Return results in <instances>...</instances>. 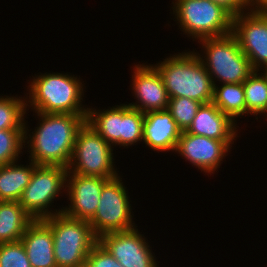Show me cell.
Wrapping results in <instances>:
<instances>
[{
    "instance_id": "obj_1",
    "label": "cell",
    "mask_w": 267,
    "mask_h": 267,
    "mask_svg": "<svg viewBox=\"0 0 267 267\" xmlns=\"http://www.w3.org/2000/svg\"><path fill=\"white\" fill-rule=\"evenodd\" d=\"M33 113L38 118L37 126L29 130L30 126L25 120L24 130L25 150L28 148L29 160L36 165H59L67 168L76 135L86 122L87 115Z\"/></svg>"
},
{
    "instance_id": "obj_2",
    "label": "cell",
    "mask_w": 267,
    "mask_h": 267,
    "mask_svg": "<svg viewBox=\"0 0 267 267\" xmlns=\"http://www.w3.org/2000/svg\"><path fill=\"white\" fill-rule=\"evenodd\" d=\"M70 74H34L26 85L27 111L87 115L88 106L83 104L85 83L80 76Z\"/></svg>"
},
{
    "instance_id": "obj_3",
    "label": "cell",
    "mask_w": 267,
    "mask_h": 267,
    "mask_svg": "<svg viewBox=\"0 0 267 267\" xmlns=\"http://www.w3.org/2000/svg\"><path fill=\"white\" fill-rule=\"evenodd\" d=\"M188 50L170 54L152 65L160 73L169 98L186 97L202 104L212 102L213 81L195 50Z\"/></svg>"
},
{
    "instance_id": "obj_4",
    "label": "cell",
    "mask_w": 267,
    "mask_h": 267,
    "mask_svg": "<svg viewBox=\"0 0 267 267\" xmlns=\"http://www.w3.org/2000/svg\"><path fill=\"white\" fill-rule=\"evenodd\" d=\"M198 43L201 50L200 53L196 50V53L214 85L218 81V84L243 83L254 71L232 32L224 36L203 38Z\"/></svg>"
},
{
    "instance_id": "obj_5",
    "label": "cell",
    "mask_w": 267,
    "mask_h": 267,
    "mask_svg": "<svg viewBox=\"0 0 267 267\" xmlns=\"http://www.w3.org/2000/svg\"><path fill=\"white\" fill-rule=\"evenodd\" d=\"M171 6L173 20L192 41L232 32L233 16L211 0H173Z\"/></svg>"
},
{
    "instance_id": "obj_6",
    "label": "cell",
    "mask_w": 267,
    "mask_h": 267,
    "mask_svg": "<svg viewBox=\"0 0 267 267\" xmlns=\"http://www.w3.org/2000/svg\"><path fill=\"white\" fill-rule=\"evenodd\" d=\"M43 221L52 230L57 267H84L89 252L98 242L89 221L70 218L63 212Z\"/></svg>"
},
{
    "instance_id": "obj_7",
    "label": "cell",
    "mask_w": 267,
    "mask_h": 267,
    "mask_svg": "<svg viewBox=\"0 0 267 267\" xmlns=\"http://www.w3.org/2000/svg\"><path fill=\"white\" fill-rule=\"evenodd\" d=\"M67 173V168L59 165L36 166L19 200L20 205L34 220H43L62 213L64 207L54 209L53 203L59 196L66 194Z\"/></svg>"
},
{
    "instance_id": "obj_8",
    "label": "cell",
    "mask_w": 267,
    "mask_h": 267,
    "mask_svg": "<svg viewBox=\"0 0 267 267\" xmlns=\"http://www.w3.org/2000/svg\"><path fill=\"white\" fill-rule=\"evenodd\" d=\"M113 150L114 148L85 122L76 135L67 174L107 179L118 177L120 170L117 171Z\"/></svg>"
},
{
    "instance_id": "obj_9",
    "label": "cell",
    "mask_w": 267,
    "mask_h": 267,
    "mask_svg": "<svg viewBox=\"0 0 267 267\" xmlns=\"http://www.w3.org/2000/svg\"><path fill=\"white\" fill-rule=\"evenodd\" d=\"M122 176L110 179L101 190L94 217L89 221L94 235L127 231L136 228L131 198Z\"/></svg>"
},
{
    "instance_id": "obj_10",
    "label": "cell",
    "mask_w": 267,
    "mask_h": 267,
    "mask_svg": "<svg viewBox=\"0 0 267 267\" xmlns=\"http://www.w3.org/2000/svg\"><path fill=\"white\" fill-rule=\"evenodd\" d=\"M232 33L253 70L267 71V14L252 9L233 17Z\"/></svg>"
},
{
    "instance_id": "obj_11",
    "label": "cell",
    "mask_w": 267,
    "mask_h": 267,
    "mask_svg": "<svg viewBox=\"0 0 267 267\" xmlns=\"http://www.w3.org/2000/svg\"><path fill=\"white\" fill-rule=\"evenodd\" d=\"M235 141H220L182 131L174 153L182 156L192 167L204 175H212L220 168L222 161L231 152Z\"/></svg>"
},
{
    "instance_id": "obj_12",
    "label": "cell",
    "mask_w": 267,
    "mask_h": 267,
    "mask_svg": "<svg viewBox=\"0 0 267 267\" xmlns=\"http://www.w3.org/2000/svg\"><path fill=\"white\" fill-rule=\"evenodd\" d=\"M98 241L123 267H160L148 239L137 227L103 234Z\"/></svg>"
},
{
    "instance_id": "obj_13",
    "label": "cell",
    "mask_w": 267,
    "mask_h": 267,
    "mask_svg": "<svg viewBox=\"0 0 267 267\" xmlns=\"http://www.w3.org/2000/svg\"><path fill=\"white\" fill-rule=\"evenodd\" d=\"M131 72V93L136 102L128 105L143 113L167 109L170 98L158 70L150 63L139 61Z\"/></svg>"
},
{
    "instance_id": "obj_14",
    "label": "cell",
    "mask_w": 267,
    "mask_h": 267,
    "mask_svg": "<svg viewBox=\"0 0 267 267\" xmlns=\"http://www.w3.org/2000/svg\"><path fill=\"white\" fill-rule=\"evenodd\" d=\"M110 179L97 176L67 174L66 194L70 201L63 213L70 218L90 221L97 210L102 187Z\"/></svg>"
},
{
    "instance_id": "obj_15",
    "label": "cell",
    "mask_w": 267,
    "mask_h": 267,
    "mask_svg": "<svg viewBox=\"0 0 267 267\" xmlns=\"http://www.w3.org/2000/svg\"><path fill=\"white\" fill-rule=\"evenodd\" d=\"M182 131L167 109L144 113L143 144L159 152L175 151Z\"/></svg>"
},
{
    "instance_id": "obj_16",
    "label": "cell",
    "mask_w": 267,
    "mask_h": 267,
    "mask_svg": "<svg viewBox=\"0 0 267 267\" xmlns=\"http://www.w3.org/2000/svg\"><path fill=\"white\" fill-rule=\"evenodd\" d=\"M237 125L215 104L209 102L199 107L186 132L220 141H236V138L239 137Z\"/></svg>"
},
{
    "instance_id": "obj_17",
    "label": "cell",
    "mask_w": 267,
    "mask_h": 267,
    "mask_svg": "<svg viewBox=\"0 0 267 267\" xmlns=\"http://www.w3.org/2000/svg\"><path fill=\"white\" fill-rule=\"evenodd\" d=\"M20 240L31 267H57L52 230L43 220H34Z\"/></svg>"
},
{
    "instance_id": "obj_18",
    "label": "cell",
    "mask_w": 267,
    "mask_h": 267,
    "mask_svg": "<svg viewBox=\"0 0 267 267\" xmlns=\"http://www.w3.org/2000/svg\"><path fill=\"white\" fill-rule=\"evenodd\" d=\"M20 161L0 166V201L19 202L24 189L29 184L37 165L29 159L26 165H22Z\"/></svg>"
},
{
    "instance_id": "obj_19",
    "label": "cell",
    "mask_w": 267,
    "mask_h": 267,
    "mask_svg": "<svg viewBox=\"0 0 267 267\" xmlns=\"http://www.w3.org/2000/svg\"><path fill=\"white\" fill-rule=\"evenodd\" d=\"M121 121L122 104L109 106V109L103 110L88 107L86 123L113 148L121 147Z\"/></svg>"
},
{
    "instance_id": "obj_20",
    "label": "cell",
    "mask_w": 267,
    "mask_h": 267,
    "mask_svg": "<svg viewBox=\"0 0 267 267\" xmlns=\"http://www.w3.org/2000/svg\"><path fill=\"white\" fill-rule=\"evenodd\" d=\"M34 219L17 201H0V243L19 241Z\"/></svg>"
},
{
    "instance_id": "obj_21",
    "label": "cell",
    "mask_w": 267,
    "mask_h": 267,
    "mask_svg": "<svg viewBox=\"0 0 267 267\" xmlns=\"http://www.w3.org/2000/svg\"><path fill=\"white\" fill-rule=\"evenodd\" d=\"M212 103L235 123L246 116L245 92L243 83L214 85Z\"/></svg>"
},
{
    "instance_id": "obj_22",
    "label": "cell",
    "mask_w": 267,
    "mask_h": 267,
    "mask_svg": "<svg viewBox=\"0 0 267 267\" xmlns=\"http://www.w3.org/2000/svg\"><path fill=\"white\" fill-rule=\"evenodd\" d=\"M254 70L243 82L246 115L267 116V71ZM262 115V116H261Z\"/></svg>"
},
{
    "instance_id": "obj_23",
    "label": "cell",
    "mask_w": 267,
    "mask_h": 267,
    "mask_svg": "<svg viewBox=\"0 0 267 267\" xmlns=\"http://www.w3.org/2000/svg\"><path fill=\"white\" fill-rule=\"evenodd\" d=\"M17 95L0 96V130H25L26 95Z\"/></svg>"
},
{
    "instance_id": "obj_24",
    "label": "cell",
    "mask_w": 267,
    "mask_h": 267,
    "mask_svg": "<svg viewBox=\"0 0 267 267\" xmlns=\"http://www.w3.org/2000/svg\"><path fill=\"white\" fill-rule=\"evenodd\" d=\"M144 113L122 103L121 147L129 148L143 141Z\"/></svg>"
},
{
    "instance_id": "obj_25",
    "label": "cell",
    "mask_w": 267,
    "mask_h": 267,
    "mask_svg": "<svg viewBox=\"0 0 267 267\" xmlns=\"http://www.w3.org/2000/svg\"><path fill=\"white\" fill-rule=\"evenodd\" d=\"M24 130H0V166L20 160L25 149Z\"/></svg>"
},
{
    "instance_id": "obj_26",
    "label": "cell",
    "mask_w": 267,
    "mask_h": 267,
    "mask_svg": "<svg viewBox=\"0 0 267 267\" xmlns=\"http://www.w3.org/2000/svg\"><path fill=\"white\" fill-rule=\"evenodd\" d=\"M201 102L186 97H175L169 99L167 110L176 121L181 131H186L192 124Z\"/></svg>"
},
{
    "instance_id": "obj_27",
    "label": "cell",
    "mask_w": 267,
    "mask_h": 267,
    "mask_svg": "<svg viewBox=\"0 0 267 267\" xmlns=\"http://www.w3.org/2000/svg\"><path fill=\"white\" fill-rule=\"evenodd\" d=\"M0 267H31L21 240L0 243Z\"/></svg>"
},
{
    "instance_id": "obj_28",
    "label": "cell",
    "mask_w": 267,
    "mask_h": 267,
    "mask_svg": "<svg viewBox=\"0 0 267 267\" xmlns=\"http://www.w3.org/2000/svg\"><path fill=\"white\" fill-rule=\"evenodd\" d=\"M84 267H123L98 241L89 252Z\"/></svg>"
},
{
    "instance_id": "obj_29",
    "label": "cell",
    "mask_w": 267,
    "mask_h": 267,
    "mask_svg": "<svg viewBox=\"0 0 267 267\" xmlns=\"http://www.w3.org/2000/svg\"><path fill=\"white\" fill-rule=\"evenodd\" d=\"M227 10L233 17L251 9V0H211Z\"/></svg>"
},
{
    "instance_id": "obj_30",
    "label": "cell",
    "mask_w": 267,
    "mask_h": 267,
    "mask_svg": "<svg viewBox=\"0 0 267 267\" xmlns=\"http://www.w3.org/2000/svg\"><path fill=\"white\" fill-rule=\"evenodd\" d=\"M251 9L261 14H267V0H251Z\"/></svg>"
}]
</instances>
